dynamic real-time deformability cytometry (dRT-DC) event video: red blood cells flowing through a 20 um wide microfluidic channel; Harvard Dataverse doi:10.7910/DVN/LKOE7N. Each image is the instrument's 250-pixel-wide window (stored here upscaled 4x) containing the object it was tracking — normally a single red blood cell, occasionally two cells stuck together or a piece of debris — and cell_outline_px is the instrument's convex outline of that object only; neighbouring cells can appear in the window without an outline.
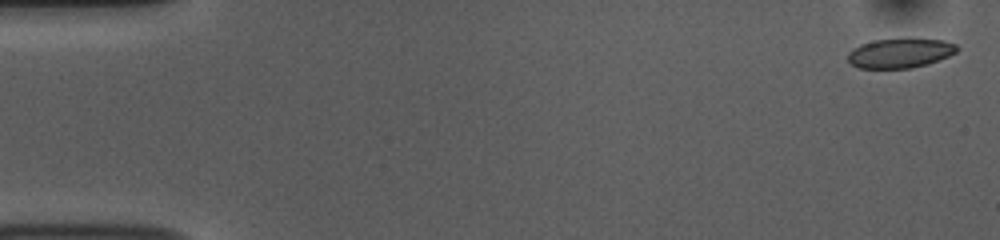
{"species": "common noctule bat (a hibernating species)", "species_latin": "Nyctalus noctula", "temperature_condition": "room temperature", "stored_images_in_passage": 54, "camera_frame_rate_fps": 3000, "um_per_image_px": 0.085, "animal": {"sex": "female", "body_mass_g": 10.0, "forearm_length_mm": 53.1}, "frame": {"image": 1, "passage_image": 2, "time_ms": 0.333, "image_size_px": [1000, 240], "cell_outline_px": [[960, 48], [956, 52], [948, 56], [928, 64], [912, 68], [860, 68], [852, 64], [848, 60], [848, 52], [852, 48], [860, 44], [872, 40], [944, 40], [956, 44]], "centroid_in_image_um": [76.49, 4.53], "position_along_channel_um": 8.5, "area_um2": 18.5}}
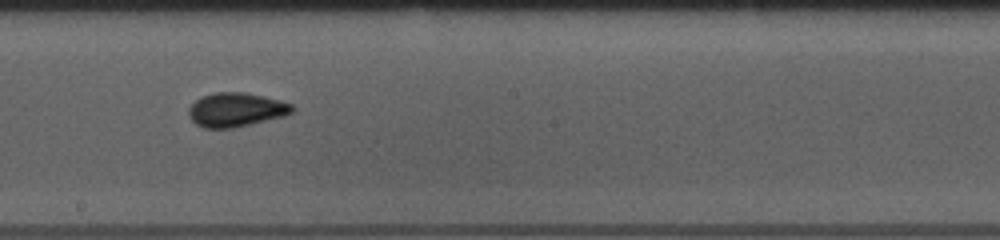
{"frame": {"image": 2, "passage_image": 30, "time_ms": 9.667, "image_size_px": [1000, 240], "cell_outline_px": [[296, 108], [292, 112], [284, 116], [232, 128], [204, 128], [196, 124], [188, 116], [188, 108], [200, 96], [216, 92], [244, 92], [280, 100], [292, 104]], "centroid_in_image_um": [20.04, 9.32], "position_along_channel_um": 228.2, "area_um2": 20.52}}
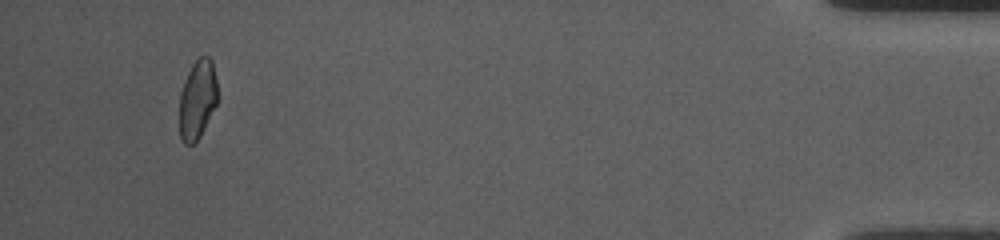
{"frame": {"image": 3, "passage_image": 51, "time_ms": 16.667, "image_size_px": [1000, 240], "cell_outline_px": [[216, 104], [200, 136], [192, 144], [184, 144], [180, 136], [180, 92], [184, 80], [192, 64], [200, 56], [208, 56], [212, 60], [216, 80]], "centroid_in_image_um": [16.76, 8.43], "position_along_channel_um": 418.4, "area_um2": 17.28}, "authors_computed_cell_mechanics": {"area_um2": 19.4786, "velocity_mm_per_s": 3.7502, "shape_relaxation_time_tau1_ms": 3.02, "shape_relaxation_time_tau2_ms": 1.3901, "deformation_change_tau1": 0.0846, "deformation_change_tau2": 0.0597}}